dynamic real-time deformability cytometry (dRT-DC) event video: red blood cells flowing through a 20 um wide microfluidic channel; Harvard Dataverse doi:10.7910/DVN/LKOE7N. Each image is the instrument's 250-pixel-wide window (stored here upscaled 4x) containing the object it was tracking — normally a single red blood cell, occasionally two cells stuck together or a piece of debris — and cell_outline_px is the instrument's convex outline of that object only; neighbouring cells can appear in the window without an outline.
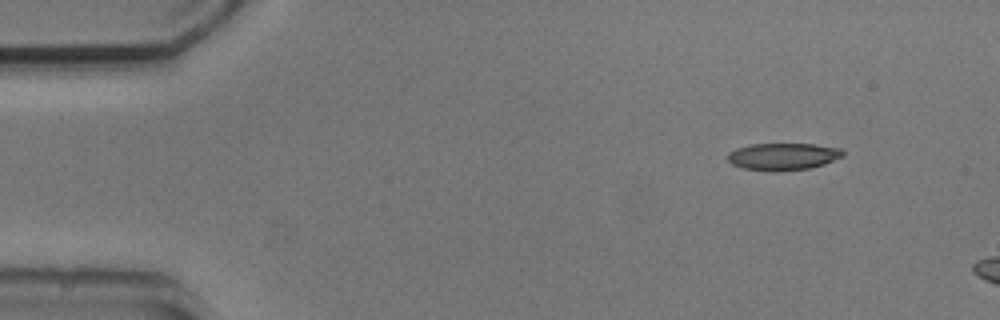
{"species": "common noctule bat (a hibernating species)", "species_latin": "Nyctalus noctula", "temperature_condition": "cold", "stored_images_in_passage": 2, "camera_frame_rate_fps": 3000, "um_per_image_px": 0.085, "animal": {"sex": "male", "body_mass_g": 20.5, "forearm_length_mm": 52.5}, "frame": {"image": 1, "passage_image": 1, "time_ms": 0.0, "image_size_px": [1000, 320], "cell_outline_px": [[844, 156], [824, 164], [812, 168], [776, 172], [772, 172], [744, 168], [732, 164], [728, 160], [728, 152], [736, 148], [752, 144], [816, 144], [840, 148], [844, 152]], "centroid_in_image_um": [66.57, 13.31], "position_along_channel_um": 18.4, "area_um2": 18.38}}